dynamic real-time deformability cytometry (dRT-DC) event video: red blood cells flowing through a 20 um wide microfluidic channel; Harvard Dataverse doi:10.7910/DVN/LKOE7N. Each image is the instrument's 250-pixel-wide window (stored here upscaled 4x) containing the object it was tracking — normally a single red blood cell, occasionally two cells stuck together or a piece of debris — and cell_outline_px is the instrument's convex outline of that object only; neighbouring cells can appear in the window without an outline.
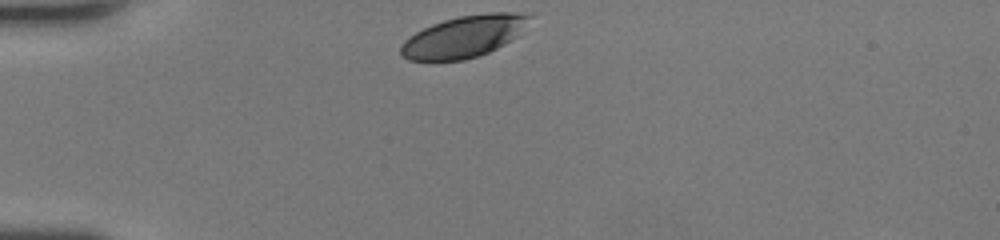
{"species": "human", "species_latin": "Homo sapiens", "temperature_condition": "room temperature", "stored_images_in_passage": 28, "camera_frame_rate_fps": 3000, "um_per_image_px": 0.085, "donor": {"sex": "female"}, "frame": {"image": 1, "passage_image": 1, "time_ms": 0.0, "image_size_px": [1000, 240], "cell_outline_px": [[532, 16], [516, 36], [504, 44], [488, 52], [464, 60], [408, 60], [400, 56], [400, 48], [404, 40], [416, 32], [432, 24], [444, 20], [460, 16], [488, 12], [532, 12]], "centroid_in_image_um": [39.43, 3.09], "position_along_channel_um": 45.6, "area_um2": 31.1}}
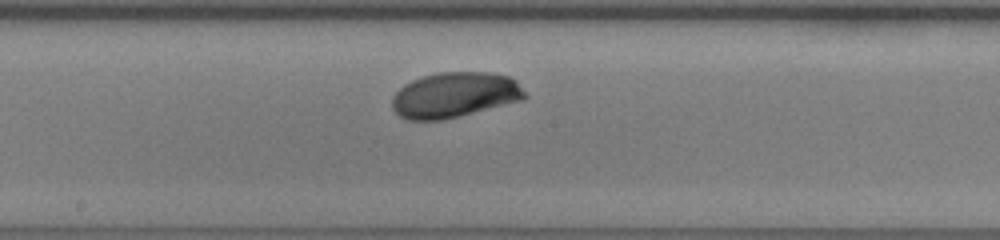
{"frame": {"image": 2, "passage_image": 15, "time_ms": 4.667, "image_size_px": [1000, 240], "cell_outline_px": [[528, 96], [524, 100], [460, 116], [440, 120], [408, 120], [400, 116], [392, 108], [392, 96], [404, 84], [412, 80], [436, 72], [488, 72], [508, 76], [516, 80]], "centroid_in_image_um": [38.66, 8.07], "position_along_channel_um": 209.5, "area_um2": 35.26}}
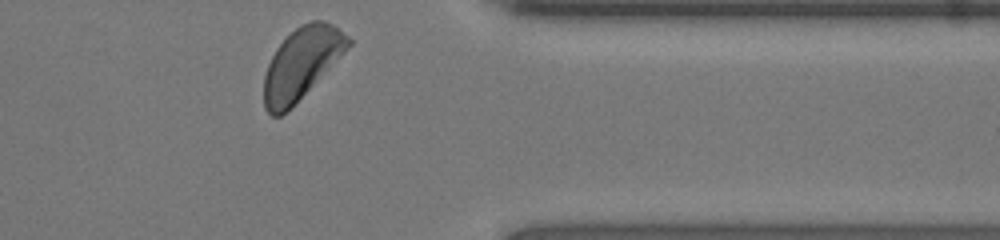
{"frame": {"image": 3, "passage_image": 28, "time_ms": 9.0, "image_size_px": [1000, 240], "cell_outline_px": [[352, 44], [280, 116], [272, 116], [264, 108], [264, 76], [268, 64], [276, 48], [300, 24], [312, 20], [324, 20], [332, 24], [348, 36], [352, 40]], "centroid_in_image_um": [25.61, 5.34], "position_along_channel_um": 385.8, "area_um2": 33.81}, "authors_computed_cell_mechanics": {"area_um2": 33.8708, "velocity_mm_per_s": 4.2619, "shape_relaxation_time_tau1_ms": 2.5923, "shape_relaxation_time_tau2_ms": null, "deformation_change_tau1": 0.1299, "deformation_change_tau2": null}}